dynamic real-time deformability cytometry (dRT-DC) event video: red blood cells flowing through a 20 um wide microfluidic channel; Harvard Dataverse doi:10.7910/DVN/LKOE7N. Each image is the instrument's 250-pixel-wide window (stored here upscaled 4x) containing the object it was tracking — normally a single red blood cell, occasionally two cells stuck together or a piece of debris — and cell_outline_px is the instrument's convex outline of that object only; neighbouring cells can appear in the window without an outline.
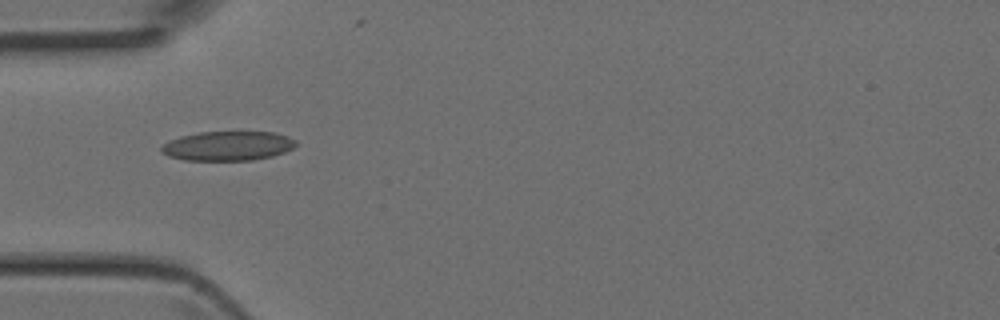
{"species": "Egyptian fruit bat (a non-hibernating species)", "species_latin": "Rousettus aegyptiacus", "temperature_condition": "room temperature", "stored_images_in_passage": 2, "camera_frame_rate_fps": 3000, "um_per_image_px": 0.085, "animal": {"sex": "female"}, "frame": {"image": 1, "passage_image": 1, "time_ms": 0.0, "image_size_px": [1000, 320], "cell_outline_px": [[296, 144], [292, 148], [284, 152], [272, 156], [252, 160], [184, 160], [168, 156], [160, 152], [160, 148], [168, 140], [180, 136], [200, 132], [272, 132], [288, 136], [296, 140]], "centroid_in_image_um": [19.33, 12.4], "position_along_channel_um": 65.7, "area_um2": 23.06}}
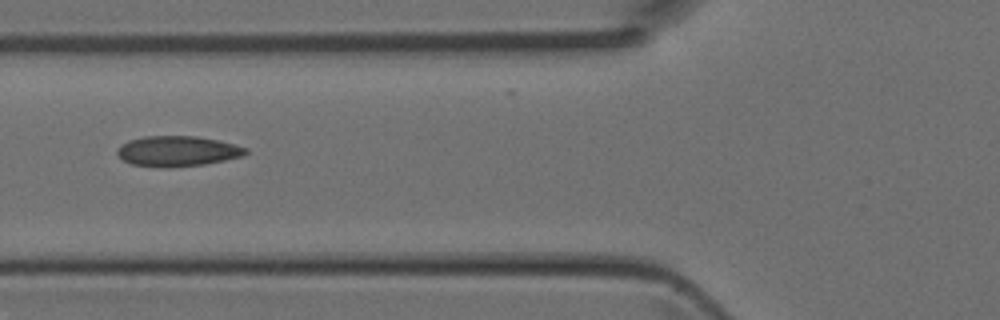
{"frame": {"image": 2, "passage_image": 2, "time_ms": 0.333, "image_size_px": [1000, 320], "cell_outline_px": [[248, 152], [244, 156], [204, 164], [168, 168], [132, 164], [124, 160], [116, 152], [116, 148], [120, 144], [128, 140], [144, 136], [196, 136], [216, 140], [248, 148]], "centroid_in_image_um": [15.06, 12.84], "position_along_channel_um": 110.7, "area_um2": 22.72}}